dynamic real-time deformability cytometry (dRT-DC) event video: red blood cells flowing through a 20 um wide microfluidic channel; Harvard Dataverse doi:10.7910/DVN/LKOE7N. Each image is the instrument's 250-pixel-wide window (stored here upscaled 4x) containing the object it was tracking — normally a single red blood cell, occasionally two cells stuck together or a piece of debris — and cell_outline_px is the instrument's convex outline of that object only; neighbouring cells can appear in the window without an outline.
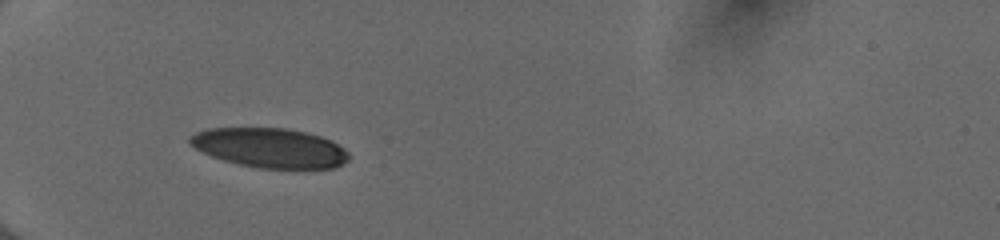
{"species": "human", "species_latin": "Homo sapiens", "temperature_condition": "cold", "stored_images_in_passage": 35, "camera_frame_rate_fps": 3000, "um_per_image_px": 0.085, "donor": {"sex": "female"}, "frame": {"image": 1, "passage_image": 1, "time_ms": 0.0, "image_size_px": [1000, 240], "cell_outline_px": [[352, 156], [348, 160], [332, 168], [260, 168], [240, 164], [224, 160], [212, 156], [196, 148], [188, 140], [188, 136], [196, 132], [208, 128], [288, 128], [308, 132], [332, 140], [344, 148]], "centroid_in_image_um": [22.97, 12.55], "position_along_channel_um": 62.0, "area_um2": 36.59}}
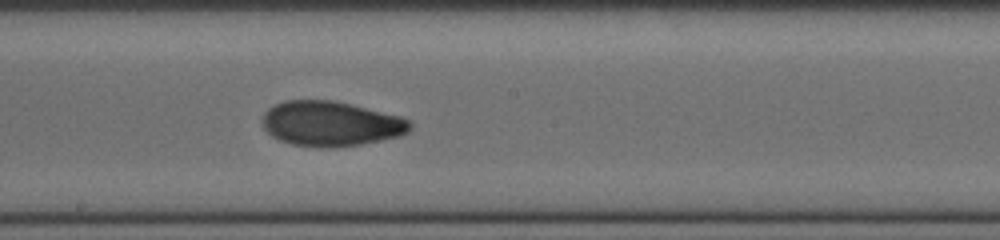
{"frame": {"image": 2, "passage_image": 14, "time_ms": 4.333, "image_size_px": [1000, 240], "cell_outline_px": [[412, 128], [408, 132], [400, 136], [360, 144], [328, 148], [316, 148], [292, 144], [280, 140], [272, 136], [264, 128], [260, 120], [264, 112], [268, 108], [284, 100], [332, 100], [400, 116], [408, 120], [412, 124]], "centroid_in_image_um": [28.08, 10.52], "position_along_channel_um": 220.1, "area_um2": 38.73}}
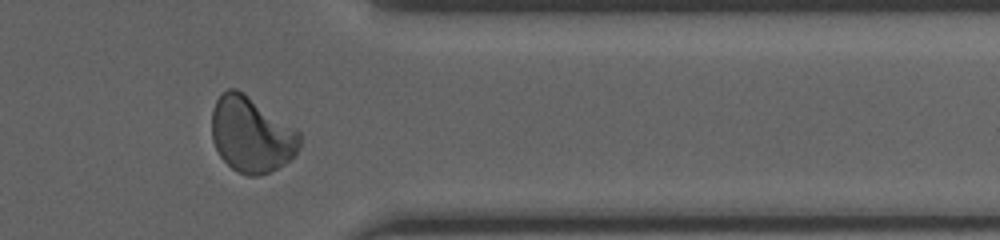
{"frame": {"image": 3, "passage_image": 27, "time_ms": 8.667, "image_size_px": [1000, 240], "cell_outline_px": [[300, 148], [296, 156], [284, 164], [268, 172], [256, 176], [248, 176], [236, 172], [220, 156], [212, 140], [212, 108], [220, 92], [228, 88], [236, 88], [300, 132]], "centroid_in_image_um": [21.35, 11.45], "position_along_channel_um": 390.1, "area_um2": 38.61}, "authors_computed_cell_mechanics": {"area_um2": 37.7434, "velocity_mm_per_s": 4.0207, "shape_relaxation_time_tau1_ms": 4.8486, "shape_relaxation_time_tau2_ms": 1.3278, "deformation_change_tau1": 0.1554, "deformation_change_tau2": 0.058}}